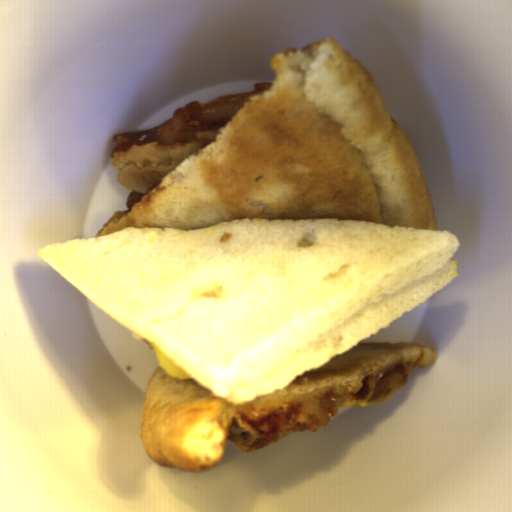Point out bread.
Listing matches in <instances>:
<instances>
[{
	"instance_id": "bread-1",
	"label": "bread",
	"mask_w": 512,
	"mask_h": 512,
	"mask_svg": "<svg viewBox=\"0 0 512 512\" xmlns=\"http://www.w3.org/2000/svg\"><path fill=\"white\" fill-rule=\"evenodd\" d=\"M448 230L238 218L124 228L39 258L234 405L283 390L459 275Z\"/></svg>"
},
{
	"instance_id": "bread-2",
	"label": "bread",
	"mask_w": 512,
	"mask_h": 512,
	"mask_svg": "<svg viewBox=\"0 0 512 512\" xmlns=\"http://www.w3.org/2000/svg\"><path fill=\"white\" fill-rule=\"evenodd\" d=\"M200 144L160 147L159 143L135 145L113 155L116 181L127 189L147 194L175 166L201 151Z\"/></svg>"
}]
</instances>
